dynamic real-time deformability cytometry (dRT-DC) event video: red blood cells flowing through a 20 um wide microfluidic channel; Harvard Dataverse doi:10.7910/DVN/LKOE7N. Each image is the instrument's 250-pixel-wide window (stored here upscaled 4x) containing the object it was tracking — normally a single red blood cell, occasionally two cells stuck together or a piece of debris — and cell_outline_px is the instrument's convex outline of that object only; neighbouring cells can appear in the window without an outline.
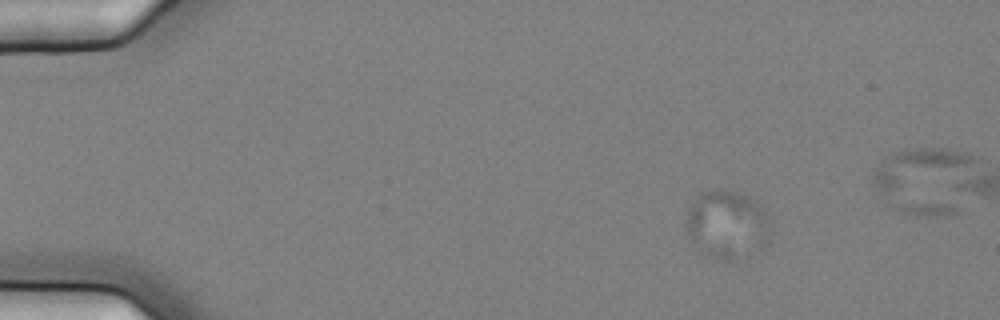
{"species": "common noctule bat (a hibernating species)", "species_latin": "Nyctalus noctula", "temperature_condition": "cold", "stored_images_in_passage": 7, "camera_frame_rate_fps": 3000, "um_per_image_px": 0.085, "animal": {"sex": "female", "body_mass_g": 25.1}, "frame": {"image": 1, "passage_image": 4, "time_ms": 1.0, "image_size_px": [1000, 320], "cell_outline_px": [[772, 220], [768, 244], [764, 252], [732, 260], [724, 260], [700, 256], [684, 236], [688, 208], [692, 200], [700, 192], [716, 188], [736, 192], [748, 196], [756, 200]], "centroid_in_image_um": [61.79, 19.15], "position_along_channel_um": 23.2, "area_um2": 35.66}}